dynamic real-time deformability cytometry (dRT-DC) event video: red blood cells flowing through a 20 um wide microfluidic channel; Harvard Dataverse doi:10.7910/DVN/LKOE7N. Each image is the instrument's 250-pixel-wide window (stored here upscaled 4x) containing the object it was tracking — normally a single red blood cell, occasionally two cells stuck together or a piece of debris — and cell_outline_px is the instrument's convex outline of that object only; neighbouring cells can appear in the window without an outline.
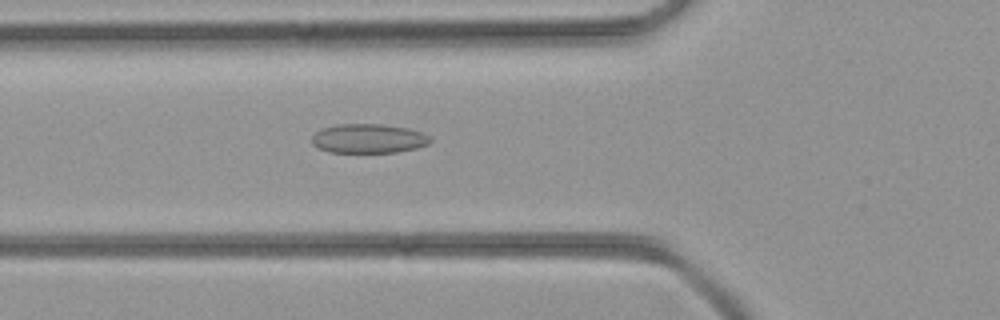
{"species": "common noctule bat (a hibernating species)", "species_latin": "Nyctalus noctula", "temperature_condition": "room temperature", "stored_images_in_passage": 33, "camera_frame_rate_fps": 3000, "um_per_image_px": 0.085, "animal": {"sex": "female", "body_mass_g": 21.9}, "frame": {"image": 1, "passage_image": 6, "time_ms": 1.667, "image_size_px": [1000, 320], "cell_outline_px": [[432, 140], [428, 144], [416, 148], [396, 152], [328, 152], [312, 144], [312, 136], [320, 128], [336, 124], [380, 124], [408, 128], [432, 136]], "centroid_in_image_um": [31.32, 11.77], "position_along_channel_um": 94.5, "area_um2": 20.23}}
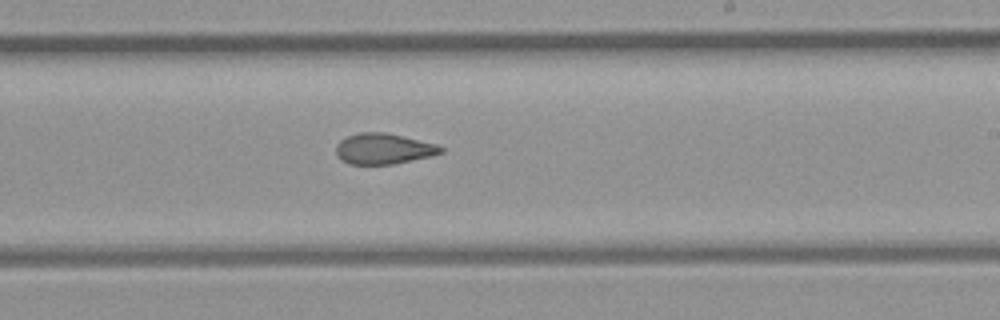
{"frame": {"image": 2, "passage_image": 16, "time_ms": 5.0, "image_size_px": [1000, 320], "cell_outline_px": [[444, 152], [432, 156], [392, 164], [348, 164], [340, 160], [336, 152], [336, 144], [340, 140], [348, 136], [360, 132], [384, 132], [436, 144], [444, 148]], "centroid_in_image_um": [32.58, 12.65], "position_along_channel_um": 256.4, "area_um2": 18.73}}
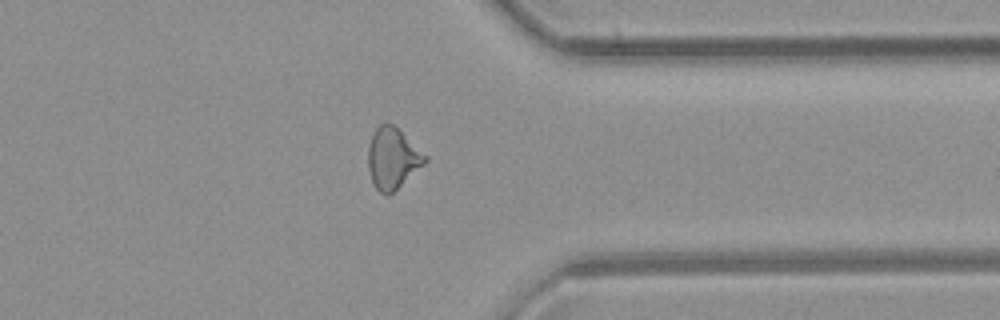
{"frame": {"image": 3, "passage_image": 24, "time_ms": 7.667, "image_size_px": [1000, 320], "cell_outline_px": [[428, 160], [424, 164], [388, 196], [380, 192], [376, 188], [372, 180], [368, 168], [368, 148], [372, 136], [376, 128], [384, 120], [392, 124], [428, 156]], "centroid_in_image_um": [33.36, 13.44], "position_along_channel_um": 378.0, "area_um2": 20.0}}